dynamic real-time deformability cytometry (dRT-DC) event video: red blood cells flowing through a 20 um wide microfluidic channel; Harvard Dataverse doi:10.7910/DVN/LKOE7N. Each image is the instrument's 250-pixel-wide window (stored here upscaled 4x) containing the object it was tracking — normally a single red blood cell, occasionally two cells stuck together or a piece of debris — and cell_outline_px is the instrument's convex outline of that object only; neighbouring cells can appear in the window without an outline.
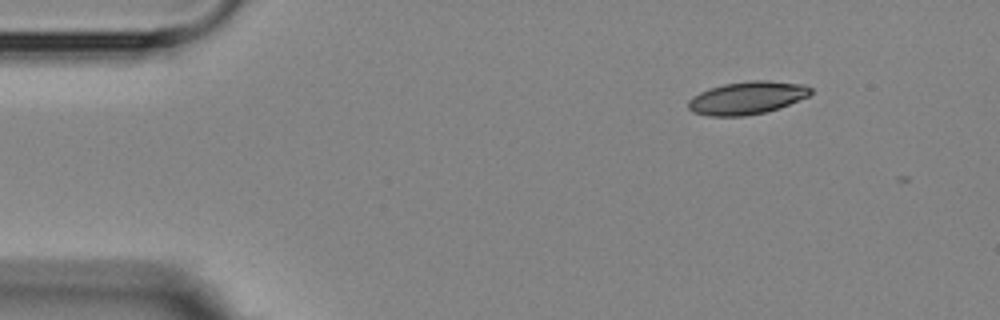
{"species": "Egyptian fruit bat (a non-hibernating species)", "species_latin": "Rousettus aegyptiacus", "temperature_condition": "room temperature", "stored_images_in_passage": 2, "camera_frame_rate_fps": 3000, "um_per_image_px": 0.085, "animal": {"sex": "female"}, "frame": {"image": 1, "passage_image": 1, "time_ms": 0.0, "image_size_px": [1000, 320], "cell_outline_px": [[812, 92], [808, 96], [780, 108], [764, 112], [744, 116], [708, 116], [692, 112], [688, 108], [688, 100], [692, 96], [708, 88], [724, 84], [748, 80], [768, 80], [804, 84], [812, 88]], "centroid_in_image_um": [63.48, 8.31], "position_along_channel_um": 21.5, "area_um2": 23.58}}